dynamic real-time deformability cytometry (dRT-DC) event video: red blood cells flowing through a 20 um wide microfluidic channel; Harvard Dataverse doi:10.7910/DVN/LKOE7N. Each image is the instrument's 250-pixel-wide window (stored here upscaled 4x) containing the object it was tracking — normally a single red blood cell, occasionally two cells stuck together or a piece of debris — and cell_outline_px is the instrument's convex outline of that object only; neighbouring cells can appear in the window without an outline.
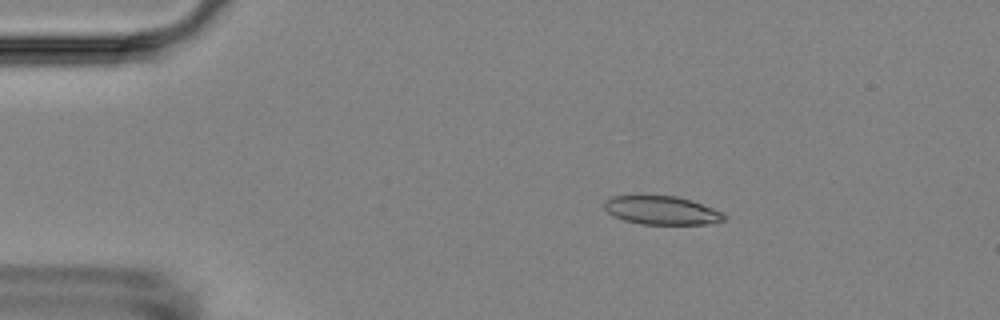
{"species": "Egyptian fruit bat (a non-hibernating species)", "species_latin": "Rousettus aegyptiacus", "temperature_condition": "room temperature", "stored_images_in_passage": 4, "camera_frame_rate_fps": 3000, "um_per_image_px": 0.085, "animal": {"sex": "female"}, "frame": {"image": 1, "passage_image": 3, "time_ms": 2.333, "image_size_px": [1000, 320], "cell_outline_px": [[728, 216], [724, 220], [716, 224], [640, 224], [624, 220], [608, 212], [604, 208], [604, 200], [608, 196], [676, 196], [712, 208]], "centroid_in_image_um": [56.23, 17.89], "position_along_channel_um": 28.8, "area_um2": 19.77}}